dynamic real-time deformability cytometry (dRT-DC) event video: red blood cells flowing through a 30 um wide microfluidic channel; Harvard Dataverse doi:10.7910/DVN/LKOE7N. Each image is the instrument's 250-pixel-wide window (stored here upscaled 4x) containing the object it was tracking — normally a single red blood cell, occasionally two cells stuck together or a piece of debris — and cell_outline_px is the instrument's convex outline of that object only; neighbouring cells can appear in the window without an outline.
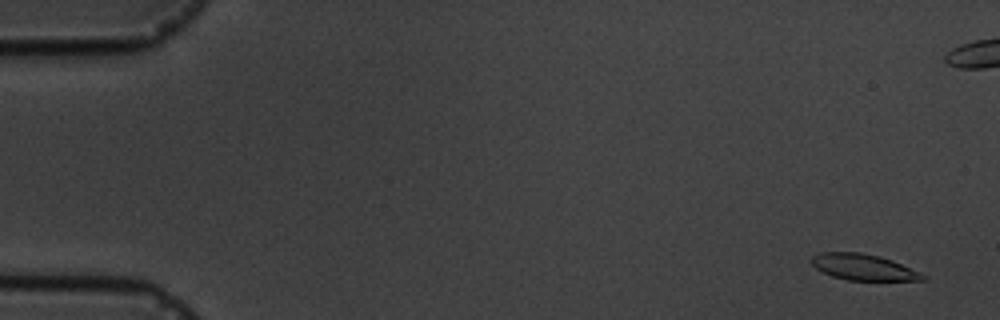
{"species": "common noctule bat (a hibernating species)", "species_latin": "Nyctalus noctula", "temperature_condition": "cold", "stored_images_in_passage": 6, "camera_frame_rate_fps": 3000, "um_per_image_px": 0.085, "animal": {"sex": "male", "body_mass_g": 19.5, "forearm_length_mm": 54.6}, "frame": {"image": 1, "passage_image": 1, "time_ms": 0.0, "image_size_px": [1000, 320], "cell_outline_px": [[928, 280], [848, 280], [832, 276], [816, 268], [812, 264], [812, 256], [820, 252], [860, 252], [880, 256], [892, 260], [920, 272], [928, 276]], "centroid_in_image_um": [73.42, 22.7], "position_along_channel_um": 11.6, "area_um2": 16.88}}
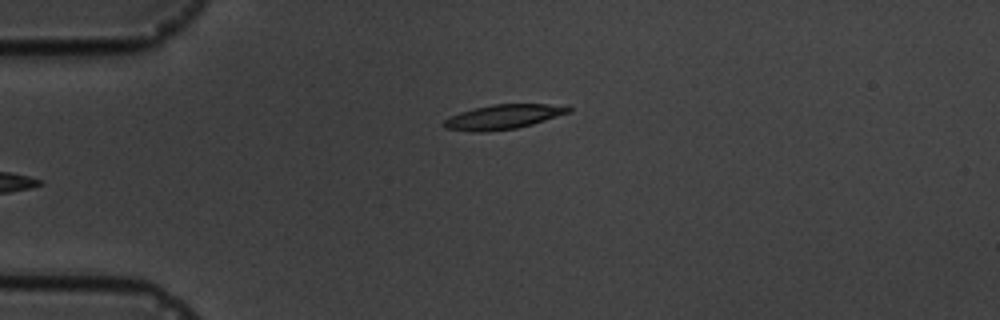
{"frame": {"image": 2, "passage_image": 6, "time_ms": 5.667, "image_size_px": [1000, 320], "cell_outline_px": [[572, 112], [532, 124], [516, 128], [484, 132], [472, 132], [444, 128], [440, 124], [444, 120], [460, 112], [472, 108], [492, 104], [568, 104], [572, 108]], "centroid_in_image_um": [42.81, 9.92], "position_along_channel_um": 42.2, "area_um2": 18.15}}